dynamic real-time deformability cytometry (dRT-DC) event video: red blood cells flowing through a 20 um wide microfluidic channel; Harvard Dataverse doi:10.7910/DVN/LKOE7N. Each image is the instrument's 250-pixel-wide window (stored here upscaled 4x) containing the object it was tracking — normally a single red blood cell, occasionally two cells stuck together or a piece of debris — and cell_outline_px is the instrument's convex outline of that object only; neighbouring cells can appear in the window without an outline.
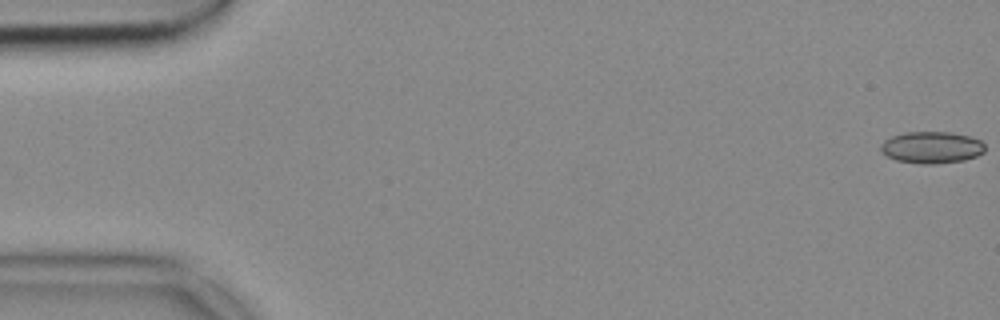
{"species": "common noctule bat (a hibernating species)", "species_latin": "Nyctalus noctula", "temperature_condition": "cold", "stored_images_in_passage": 8, "camera_frame_rate_fps": 3000, "um_per_image_px": 0.085, "animal": {"sex": "female", "body_mass_g": 18.4}, "frame": {"image": 1, "passage_image": 1, "time_ms": 0.0, "image_size_px": [1000, 320], "cell_outline_px": [[984, 152], [976, 156], [964, 160], [936, 164], [920, 164], [896, 160], [888, 156], [880, 148], [880, 144], [884, 140], [892, 136], [904, 132], [952, 132], [968, 136], [980, 140], [984, 144]], "centroid_in_image_um": [79.19, 12.53], "position_along_channel_um": 5.8, "area_um2": 19.31}}